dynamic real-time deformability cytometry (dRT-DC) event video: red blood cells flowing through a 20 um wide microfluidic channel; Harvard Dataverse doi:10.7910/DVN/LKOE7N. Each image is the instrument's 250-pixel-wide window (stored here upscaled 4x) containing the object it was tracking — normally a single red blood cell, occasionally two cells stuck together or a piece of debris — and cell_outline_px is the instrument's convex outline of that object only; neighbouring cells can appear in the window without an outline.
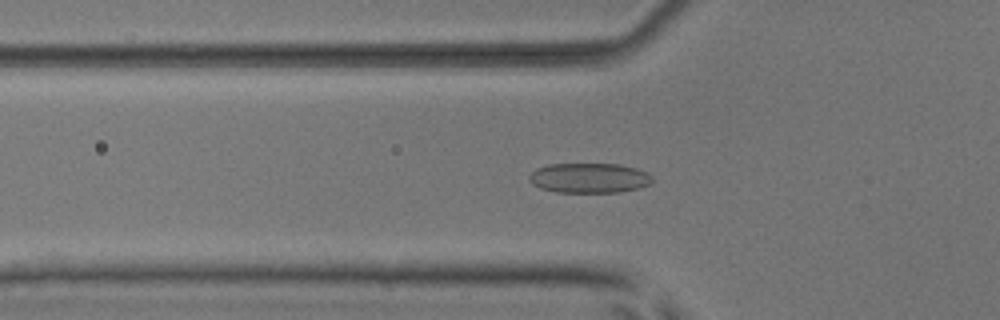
{"species": "common noctule bat (a hibernating species)", "species_latin": "Nyctalus noctula", "temperature_condition": "room temperature", "stored_images_in_passage": 53, "camera_frame_rate_fps": 3000, "um_per_image_px": 0.085, "animal": {"sex": "male", "body_mass_g": 17.9, "forearm_length_mm": 54.2}, "frame": {"image": 1, "passage_image": 19, "time_ms": 6.0, "image_size_px": [1000, 320], "cell_outline_px": [[652, 180], [648, 184], [640, 188], [620, 192], [556, 192], [540, 188], [532, 184], [528, 180], [528, 176], [536, 168], [548, 164], [620, 164], [636, 168], [648, 172], [652, 176]], "centroid_in_image_um": [50.07, 15.12], "position_along_channel_um": 75.7, "area_um2": 21.62}}
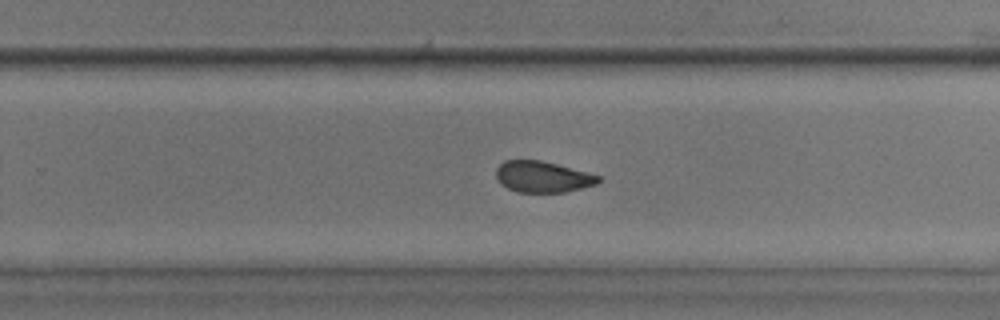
{"frame": {"image": 2, "passage_image": 35, "time_ms": 11.333, "image_size_px": [1000, 320], "cell_outline_px": [[600, 180], [596, 184], [564, 192], [516, 192], [500, 184], [496, 176], [496, 168], [504, 160], [540, 160], [556, 164], [600, 176]], "centroid_in_image_um": [46.07, 15.03], "position_along_channel_um": 283.7, "area_um2": 18.38}}
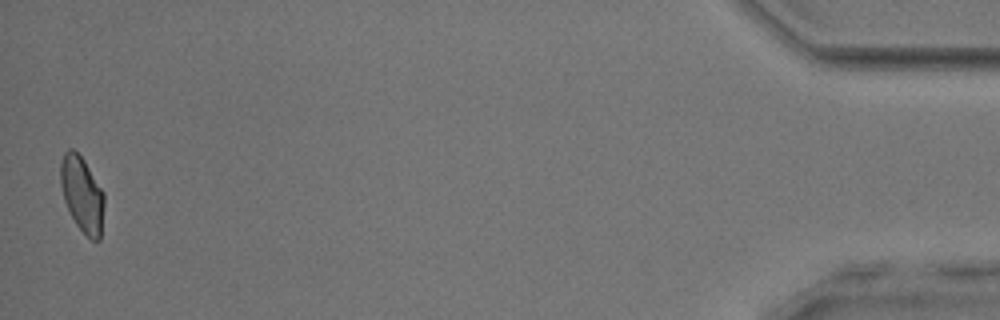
{"frame": {"image": 3, "passage_image": 53, "time_ms": 17.333, "image_size_px": [1000, 320], "cell_outline_px": [[104, 204], [100, 240], [92, 240], [76, 224], [64, 200], [60, 184], [60, 164], [64, 152], [68, 148], [72, 148], [84, 160], [104, 192]], "centroid_in_image_um": [6.97, 16.48], "position_along_channel_um": 428.2, "area_um2": 19.07}, "authors_computed_cell_mechanics": {"area_um2": 19.941, "velocity_mm_per_s": 3.9118, "shape_relaxation_time_tau1_ms": 6.4932, "shape_relaxation_time_tau2_ms": 1.4688, "deformation_change_tau1": 0.1291, "deformation_change_tau2": 0.0809}}